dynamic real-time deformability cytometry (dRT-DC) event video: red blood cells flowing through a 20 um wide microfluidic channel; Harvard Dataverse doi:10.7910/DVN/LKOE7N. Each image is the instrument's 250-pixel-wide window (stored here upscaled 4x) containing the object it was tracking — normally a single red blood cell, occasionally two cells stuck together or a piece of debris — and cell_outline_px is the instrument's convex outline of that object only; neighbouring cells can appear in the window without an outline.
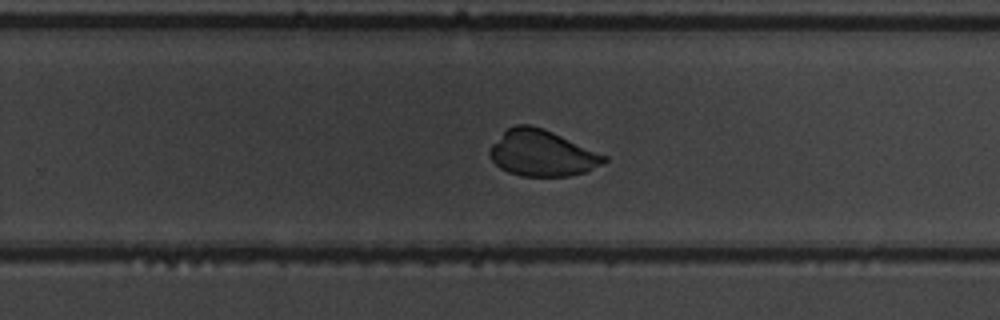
{"species": "common noctule bat (a hibernating species)", "species_latin": "Nyctalus noctula", "temperature_condition": "warm", "stored_images_in_passage": 55, "camera_frame_rate_fps": 3000, "um_per_image_px": 0.085, "animal": {"sex": "male", "body_mass_g": 19.5, "forearm_length_mm": 54.6}, "frame": {"image": 1, "passage_image": 37, "time_ms": 12.0, "image_size_px": [1000, 320], "cell_outline_px": [[608, 160], [584, 172], [568, 176], [520, 176], [508, 172], [500, 168], [488, 156], [488, 148], [508, 128], [516, 124], [528, 124], [544, 128], [608, 156]], "centroid_in_image_um": [46.04, 13.01], "position_along_channel_um": 283.8, "area_um2": 30.69}}